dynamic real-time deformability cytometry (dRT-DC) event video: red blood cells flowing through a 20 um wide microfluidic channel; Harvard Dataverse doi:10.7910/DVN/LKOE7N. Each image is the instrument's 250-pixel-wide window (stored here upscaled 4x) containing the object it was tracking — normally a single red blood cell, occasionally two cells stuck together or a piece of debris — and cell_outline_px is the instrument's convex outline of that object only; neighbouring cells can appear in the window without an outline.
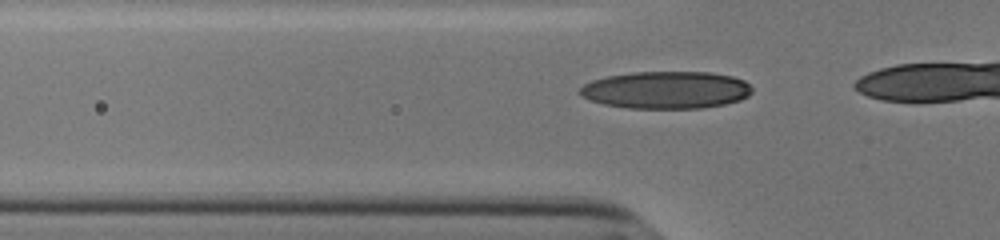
{"species": "human", "species_latin": "Homo sapiens", "temperature_condition": "cold", "stored_images_in_passage": 19, "camera_frame_rate_fps": 3000, "um_per_image_px": 0.085, "donor": {"sex": "male"}, "frame": {"image": 1, "passage_image": 13, "time_ms": 4.0, "image_size_px": [1000, 240], "cell_outline_px": [[752, 92], [748, 96], [740, 100], [724, 104], [704, 108], [628, 108], [604, 104], [580, 96], [576, 92], [584, 84], [592, 80], [608, 76], [632, 72], [712, 72], [732, 76], [744, 80], [752, 88]], "centroid_in_image_um": [56.62, 7.64], "position_along_channel_um": 69.2, "area_um2": 37.63}}
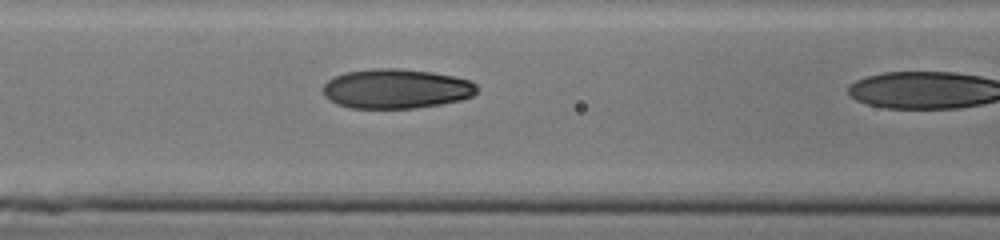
{"frame": {"image": 2, "passage_image": 18, "time_ms": 5.667, "image_size_px": [1000, 240], "cell_outline_px": [[476, 92], [472, 96], [460, 100], [440, 104], [416, 108], [348, 108], [336, 104], [324, 96], [324, 84], [332, 76], [344, 72], [372, 68], [400, 68], [432, 72], [452, 76], [468, 80], [476, 84]], "centroid_in_image_um": [33.63, 7.54], "position_along_channel_um": 133.0, "area_um2": 35.66}}